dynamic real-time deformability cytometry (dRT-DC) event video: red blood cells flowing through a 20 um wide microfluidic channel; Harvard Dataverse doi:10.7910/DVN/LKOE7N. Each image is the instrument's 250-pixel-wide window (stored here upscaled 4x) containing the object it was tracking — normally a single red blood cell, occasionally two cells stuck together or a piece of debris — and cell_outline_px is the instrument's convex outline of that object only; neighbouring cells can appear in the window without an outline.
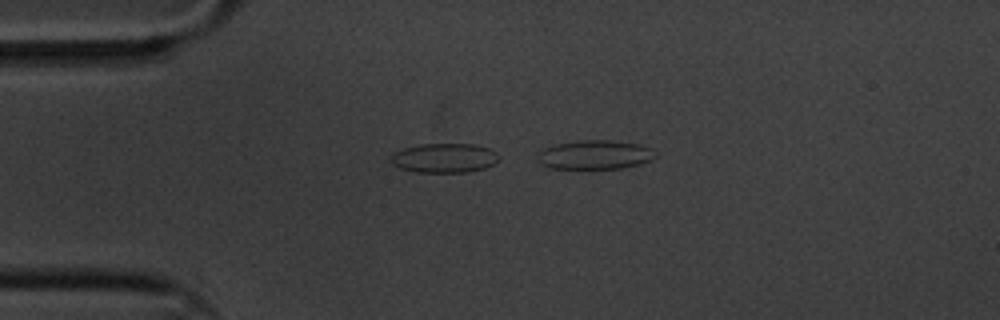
{"species": "common noctule bat (a hibernating species)", "species_latin": "Nyctalus noctula", "temperature_condition": "cold", "stored_images_in_passage": 6, "camera_frame_rate_fps": 3000, "um_per_image_px": 0.085, "animal": {"sex": "male", "body_mass_g": 20.1, "forearm_length_mm": 53.5}, "frame": {"image": 1, "passage_image": 4, "time_ms": 1.0, "image_size_px": [1000, 320], "cell_outline_px": [[500, 156], [492, 164], [484, 168], [468, 172], [416, 172], [400, 168], [392, 164], [392, 152], [404, 148], [420, 144], [472, 144], [488, 148], [496, 152]], "centroid_in_image_um": [37.74, 13.43], "position_along_channel_um": 47.3, "area_um2": 18.38}}